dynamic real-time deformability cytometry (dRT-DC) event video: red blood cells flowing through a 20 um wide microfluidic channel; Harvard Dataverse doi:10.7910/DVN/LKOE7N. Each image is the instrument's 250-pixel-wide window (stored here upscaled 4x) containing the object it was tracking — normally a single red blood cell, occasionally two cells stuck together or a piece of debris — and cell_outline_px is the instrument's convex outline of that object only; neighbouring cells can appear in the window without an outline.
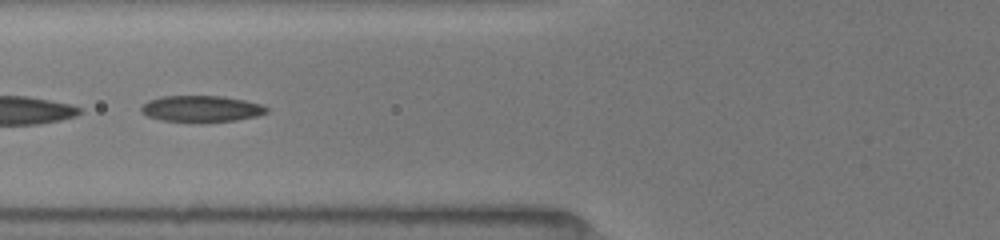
{"species": "common noctule bat (a hibernating species)", "species_latin": "Nyctalus noctula", "temperature_condition": "room temperature", "stored_images_in_passage": 37, "camera_frame_rate_fps": 3000, "um_per_image_px": 0.085, "animal": {"sex": "female", "body_mass_g": 19.5, "forearm_length_mm": 54.1}, "frame": {"image": 1, "passage_image": 21, "time_ms": 6.667, "image_size_px": [1000, 240], "cell_outline_px": [[268, 112], [256, 116], [236, 120], [204, 124], [200, 124], [160, 120], [148, 116], [140, 112], [140, 108], [148, 100], [160, 96], [224, 96], [244, 100], [260, 104], [268, 108]], "centroid_in_image_um": [17.08, 9.27], "position_along_channel_um": 108.7, "area_um2": 19.83}}
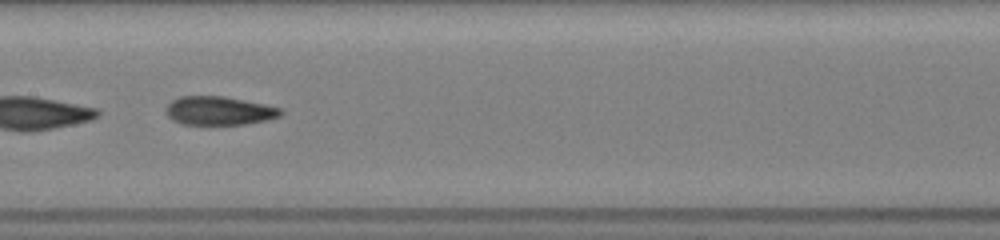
{"frame": {"image": 2, "passage_image": 27, "time_ms": 8.667, "image_size_px": [1000, 240], "cell_outline_px": [[284, 112], [280, 116], [264, 120], [244, 124], [184, 124], [172, 120], [164, 112], [164, 108], [172, 100], [180, 96], [224, 96], [284, 108]], "centroid_in_image_um": [18.61, 9.4], "position_along_channel_um": 188.8, "area_um2": 19.19}}
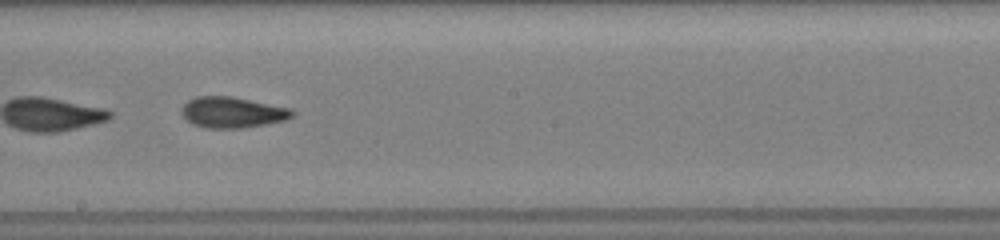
{"frame": {"image": 3, "passage_image": 30, "time_ms": 9.667, "image_size_px": [1000, 240], "cell_outline_px": [[296, 112], [292, 116], [284, 120], [264, 124], [240, 128], [204, 128], [192, 124], [180, 112], [180, 108], [188, 100], [196, 96], [232, 96], [292, 108]], "centroid_in_image_um": [19.73, 9.54], "position_along_channel_um": 228.5, "area_um2": 20.0}}